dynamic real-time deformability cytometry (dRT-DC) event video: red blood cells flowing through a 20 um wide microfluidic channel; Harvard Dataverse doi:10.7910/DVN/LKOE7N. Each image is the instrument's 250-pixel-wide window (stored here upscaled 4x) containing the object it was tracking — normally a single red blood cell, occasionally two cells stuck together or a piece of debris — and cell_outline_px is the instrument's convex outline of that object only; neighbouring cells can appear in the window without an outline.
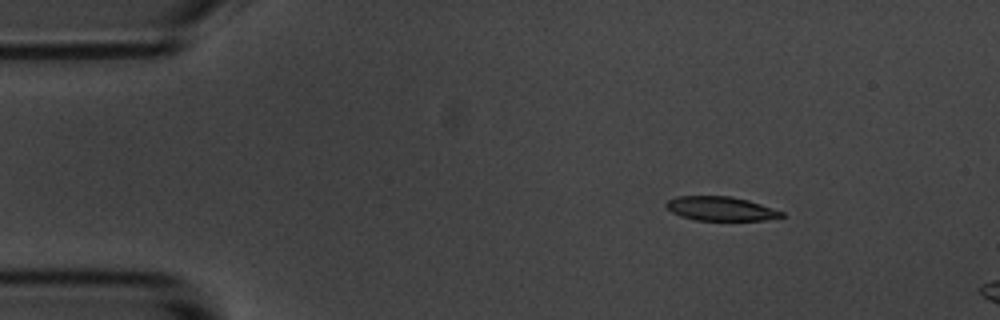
{"species": "common noctule bat (a hibernating species)", "species_latin": "Nyctalus noctula", "temperature_condition": "room temperature", "stored_images_in_passage": 7, "camera_frame_rate_fps": 3000, "um_per_image_px": 0.085, "animal": {"sex": "male", "body_mass_g": 20.1, "forearm_length_mm": 53.5}, "frame": {"image": 1, "passage_image": 1, "time_ms": 0.0, "image_size_px": [1000, 320], "cell_outline_px": [[784, 216], [764, 220], [696, 220], [680, 216], [672, 212], [664, 204], [668, 200], [676, 196], [732, 196], [748, 200], [784, 212]], "centroid_in_image_um": [61.24, 17.73], "position_along_channel_um": 23.8, "area_um2": 16.13}}